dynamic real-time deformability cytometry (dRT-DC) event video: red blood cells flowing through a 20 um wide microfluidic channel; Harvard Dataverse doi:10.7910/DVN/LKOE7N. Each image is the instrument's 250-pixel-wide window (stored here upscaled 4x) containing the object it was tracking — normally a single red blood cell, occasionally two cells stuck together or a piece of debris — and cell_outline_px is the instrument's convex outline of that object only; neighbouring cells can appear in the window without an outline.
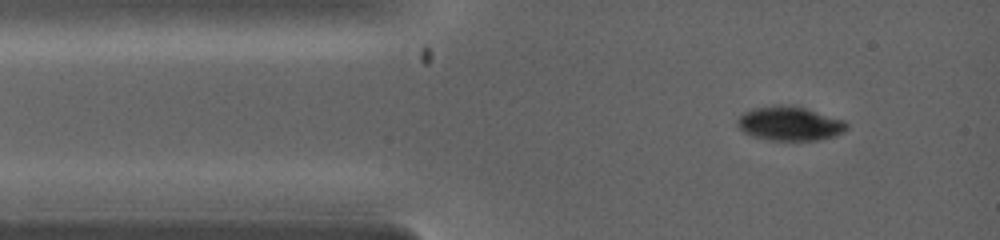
{"species": "common noctule bat (a hibernating species)", "species_latin": "Nyctalus noctula", "temperature_condition": "warm", "stored_images_in_passage": 2, "camera_frame_rate_fps": 5000, "um_per_image_px": 0.085, "animal": {"sex": "female", "body_mass_g": 19.0, "forearm_length_mm": 53.3}, "frame": {"image": 1, "passage_image": 1, "time_ms": 0.0, "image_size_px": [1000, 240], "cell_outline_px": [[848, 128], [844, 132], [836, 136], [820, 140], [768, 140], [752, 136], [744, 132], [736, 124], [736, 120], [744, 112], [756, 108], [772, 104], [792, 104], [808, 108], [844, 120], [848, 124]], "centroid_in_image_um": [67.15, 10.49], "position_along_channel_um": 17.8, "area_um2": 22.2}}
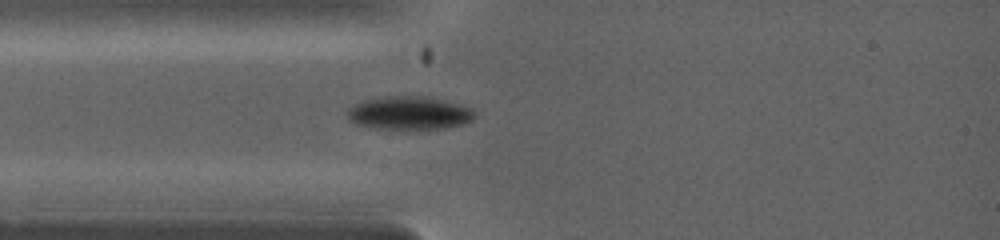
{"frame": {"image": 2, "passage_image": 2, "time_ms": 1.2, "image_size_px": [1000, 240], "cell_outline_px": [[476, 116], [472, 120], [464, 124], [440, 128], [376, 128], [356, 124], [348, 120], [348, 108], [364, 100], [388, 96], [424, 96], [456, 104], [468, 108], [476, 112]], "centroid_in_image_um": [34.76, 9.6], "position_along_channel_um": 50.2, "area_um2": 24.1}}